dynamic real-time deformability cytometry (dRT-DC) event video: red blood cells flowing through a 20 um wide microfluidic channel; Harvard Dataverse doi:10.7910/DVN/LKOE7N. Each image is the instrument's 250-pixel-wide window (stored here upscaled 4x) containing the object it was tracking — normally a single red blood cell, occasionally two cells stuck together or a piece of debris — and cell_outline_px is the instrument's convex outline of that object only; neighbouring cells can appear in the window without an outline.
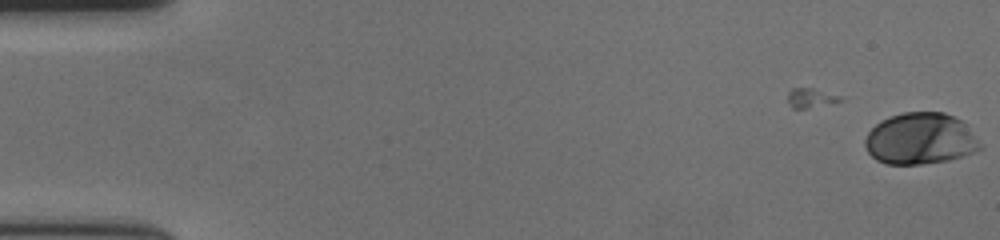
{"species": "human", "species_latin": "Homo sapiens", "temperature_condition": "cold", "stored_images_in_passage": 7, "camera_frame_rate_fps": 3000, "um_per_image_px": 0.085, "donor": {"sex": "female"}, "frame": {"image": 1, "passage_image": 7, "time_ms": 2.0, "image_size_px": [1000, 240], "cell_outline_px": [[984, 148], [948, 160], [920, 164], [884, 164], [876, 160], [868, 152], [864, 144], [864, 140], [868, 132], [880, 120], [888, 116], [904, 112], [944, 112], [960, 120], [964, 124]], "centroid_in_image_um": [78.17, 11.79], "position_along_channel_um": 6.8, "area_um2": 34.33}}